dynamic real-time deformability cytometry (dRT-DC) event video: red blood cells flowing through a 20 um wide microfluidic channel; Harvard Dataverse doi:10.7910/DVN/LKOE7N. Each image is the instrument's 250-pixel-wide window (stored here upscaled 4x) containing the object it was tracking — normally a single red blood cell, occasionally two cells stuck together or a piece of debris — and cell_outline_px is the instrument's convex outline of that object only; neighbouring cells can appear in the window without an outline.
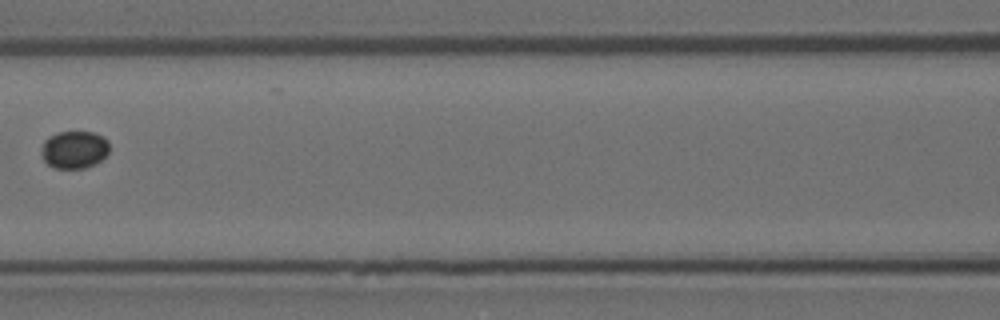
{"species": "Egyptian fruit bat (a non-hibernating species)", "species_latin": "Rousettus aegyptiacus", "temperature_condition": "room temperature", "stored_images_in_passage": 8, "segment_of_instrument_passage": [2, 3], "camera_frame_rate_fps": 3000, "um_per_image_px": 0.085, "animal": {"sex": "female"}, "frame": {"image": 1, "passage_image": 7, "time_ms": 2.0, "image_size_px": [1000, 320], "cell_outline_px": [[108, 152], [96, 164], [84, 168], [52, 168], [44, 160], [40, 152], [44, 140], [48, 136], [56, 132], [92, 132], [104, 136], [108, 140]], "centroid_in_image_um": [6.29, 12.71], "position_along_channel_um": 160.3, "area_um2": 15.03}}